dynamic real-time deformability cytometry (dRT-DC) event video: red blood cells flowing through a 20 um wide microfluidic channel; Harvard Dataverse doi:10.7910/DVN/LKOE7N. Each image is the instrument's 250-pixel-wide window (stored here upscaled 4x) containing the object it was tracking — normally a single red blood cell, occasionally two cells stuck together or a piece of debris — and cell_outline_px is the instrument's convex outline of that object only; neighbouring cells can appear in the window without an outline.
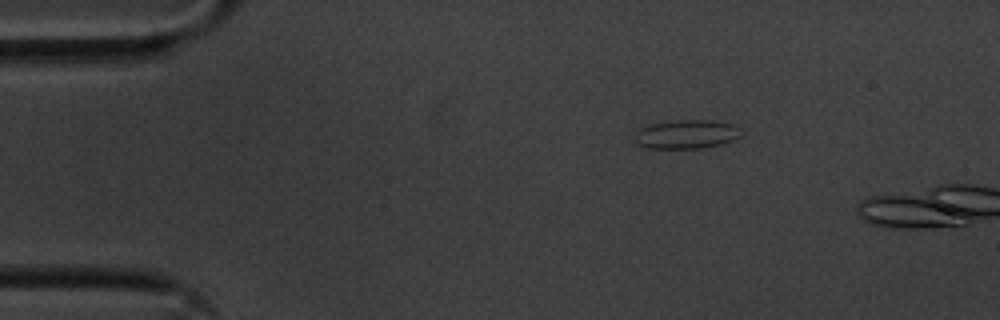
{"species": "common noctule bat (a hibernating species)", "species_latin": "Nyctalus noctula", "temperature_condition": "cold", "stored_images_in_passage": 5, "camera_frame_rate_fps": 3000, "um_per_image_px": 0.085, "animal": {"sex": "male", "body_mass_g": 20.1, "forearm_length_mm": 53.5}, "frame": {"image": 1, "passage_image": 2, "time_ms": 0.333, "image_size_px": [1000, 320], "cell_outline_px": [[740, 136], [736, 140], [720, 144], [700, 148], [648, 148], [636, 144], [636, 132], [640, 128], [652, 124], [676, 120], [712, 120], [732, 124], [740, 128]], "centroid_in_image_um": [58.37, 11.41], "position_along_channel_um": 26.6, "area_um2": 17.8}}